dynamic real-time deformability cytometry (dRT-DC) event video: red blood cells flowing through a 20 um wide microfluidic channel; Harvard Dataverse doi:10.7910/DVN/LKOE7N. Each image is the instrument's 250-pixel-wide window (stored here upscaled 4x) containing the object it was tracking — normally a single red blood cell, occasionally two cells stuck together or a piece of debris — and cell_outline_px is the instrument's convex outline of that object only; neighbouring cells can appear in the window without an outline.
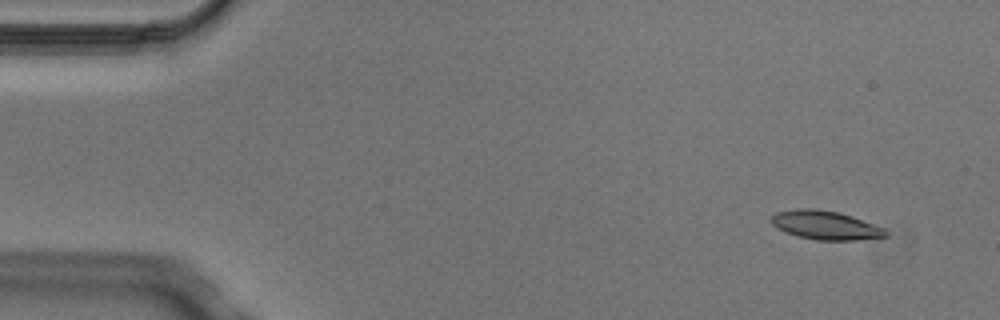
{"species": "Egyptian fruit bat (a non-hibernating species)", "species_latin": "Rousettus aegyptiacus", "temperature_condition": "cold", "stored_images_in_passage": 4, "camera_frame_rate_fps": 3000, "um_per_image_px": 0.085, "animal": {"sex": "male"}, "frame": {"image": 1, "passage_image": 1, "time_ms": 0.0, "image_size_px": [1000, 320], "cell_outline_px": [[888, 236], [856, 240], [816, 240], [796, 236], [772, 224], [768, 220], [776, 212], [800, 208], [816, 208], [840, 212], [852, 216], [884, 228], [888, 232]], "centroid_in_image_um": [70.17, 19.13], "position_along_channel_um": 14.8, "area_um2": 19.19}}
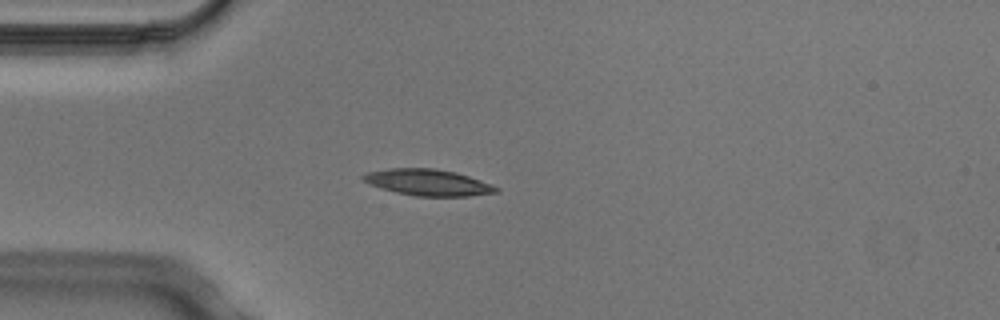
{"frame": {"image": 2, "passage_image": 4, "time_ms": 1.0, "image_size_px": [1000, 320], "cell_outline_px": [[500, 192], [468, 196], [416, 196], [396, 192], [372, 184], [364, 180], [360, 176], [368, 172], [388, 168], [432, 168], [456, 172], [480, 180], [500, 188]], "centroid_in_image_um": [36.42, 15.5], "position_along_channel_um": 48.6, "area_um2": 20.17}}